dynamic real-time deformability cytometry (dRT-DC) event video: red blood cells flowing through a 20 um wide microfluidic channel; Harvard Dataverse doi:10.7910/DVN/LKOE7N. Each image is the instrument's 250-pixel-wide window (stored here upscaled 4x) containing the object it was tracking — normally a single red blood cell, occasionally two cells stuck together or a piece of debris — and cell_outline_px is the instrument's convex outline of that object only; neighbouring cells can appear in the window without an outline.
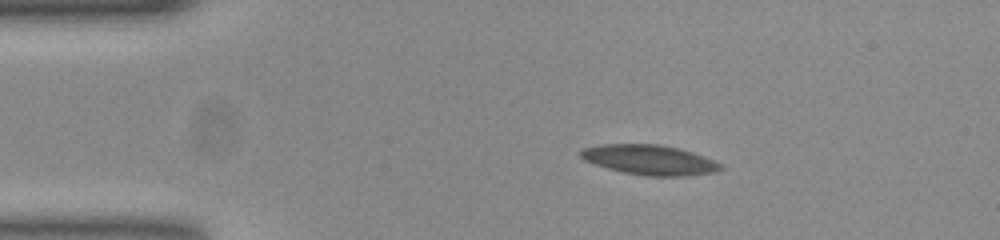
{"species": "common noctule bat (a hibernating species)", "species_latin": "Nyctalus noctula", "temperature_condition": "room temperature", "stored_images_in_passage": 45, "camera_frame_rate_fps": 3000, "um_per_image_px": 0.085, "animal": {"sex": "female", "body_mass_g": 23.0, "forearm_length_mm": 53.4}, "frame": {"image": 1, "passage_image": 1, "time_ms": 0.0, "image_size_px": [1000, 240], "cell_outline_px": [[724, 168], [716, 172], [684, 176], [644, 176], [624, 172], [608, 168], [584, 160], [580, 156], [580, 152], [584, 148], [604, 144], [660, 144], [692, 152], [724, 164]], "centroid_in_image_um": [55.26, 13.59], "position_along_channel_um": 29.7, "area_um2": 24.28}}
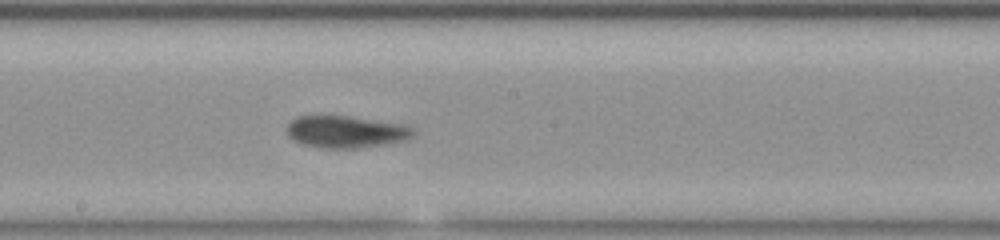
{"frame": {"image": 2, "passage_image": 20, "time_ms": 6.333, "image_size_px": [1000, 240], "cell_outline_px": [[416, 132], [412, 136], [404, 140], [356, 148], [320, 148], [304, 144], [288, 136], [288, 124], [296, 116], [348, 116], [408, 124]], "centroid_in_image_um": [29.43, 11.19], "position_along_channel_um": 218.8, "area_um2": 23.41}}
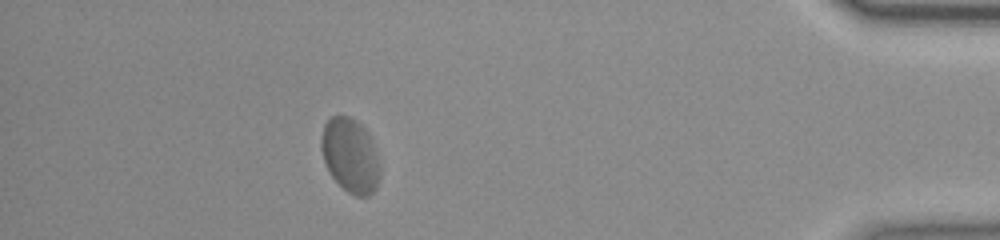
{"frame": {"image": 3, "passage_image": 39, "time_ms": 12.667, "image_size_px": [1000, 240], "cell_outline_px": [[380, 176], [376, 188], [368, 196], [356, 196], [348, 192], [332, 176], [324, 160], [320, 148], [320, 140], [324, 124], [332, 116], [348, 116], [356, 120], [368, 132], [380, 164]], "centroid_in_image_um": [29.77, 13.21], "position_along_channel_um": 405.4, "area_um2": 25.26}, "authors_computed_cell_mechanics": {"area_um2": 24.0448, "velocity_mm_per_s": 3.7836, "shape_relaxation_time_tau1_ms": 9.2007, "shape_relaxation_time_tau2_ms": 1.4387, "deformation_change_tau1": 0.1831, "deformation_change_tau2": 0.0619}}